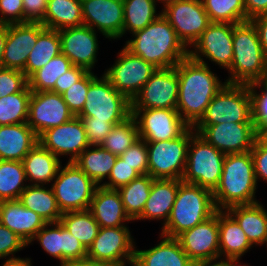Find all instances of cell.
I'll use <instances>...</instances> for the list:
<instances>
[{"label":"cell","mask_w":267,"mask_h":266,"mask_svg":"<svg viewBox=\"0 0 267 266\" xmlns=\"http://www.w3.org/2000/svg\"><path fill=\"white\" fill-rule=\"evenodd\" d=\"M210 65L190 56L176 65L179 79L176 110L189 127H194L200 121L210 101L226 84Z\"/></svg>","instance_id":"obj_1"},{"label":"cell","mask_w":267,"mask_h":266,"mask_svg":"<svg viewBox=\"0 0 267 266\" xmlns=\"http://www.w3.org/2000/svg\"><path fill=\"white\" fill-rule=\"evenodd\" d=\"M125 40L123 46L127 50L157 69L175 67L182 59L189 56V49L178 38L162 14Z\"/></svg>","instance_id":"obj_2"},{"label":"cell","mask_w":267,"mask_h":266,"mask_svg":"<svg viewBox=\"0 0 267 266\" xmlns=\"http://www.w3.org/2000/svg\"><path fill=\"white\" fill-rule=\"evenodd\" d=\"M251 152L226 154L218 186L212 192L217 210L260 202Z\"/></svg>","instance_id":"obj_3"},{"label":"cell","mask_w":267,"mask_h":266,"mask_svg":"<svg viewBox=\"0 0 267 266\" xmlns=\"http://www.w3.org/2000/svg\"><path fill=\"white\" fill-rule=\"evenodd\" d=\"M267 55L259 41L254 24L249 20L233 27V59L227 71V84H252L264 78Z\"/></svg>","instance_id":"obj_4"},{"label":"cell","mask_w":267,"mask_h":266,"mask_svg":"<svg viewBox=\"0 0 267 266\" xmlns=\"http://www.w3.org/2000/svg\"><path fill=\"white\" fill-rule=\"evenodd\" d=\"M216 211L212 191L180 180L170 216L159 233L177 238L183 232L209 219Z\"/></svg>","instance_id":"obj_5"},{"label":"cell","mask_w":267,"mask_h":266,"mask_svg":"<svg viewBox=\"0 0 267 266\" xmlns=\"http://www.w3.org/2000/svg\"><path fill=\"white\" fill-rule=\"evenodd\" d=\"M225 154L210 145L191 127L187 161L182 181L214 191L223 171Z\"/></svg>","instance_id":"obj_6"},{"label":"cell","mask_w":267,"mask_h":266,"mask_svg":"<svg viewBox=\"0 0 267 266\" xmlns=\"http://www.w3.org/2000/svg\"><path fill=\"white\" fill-rule=\"evenodd\" d=\"M253 122L250 84H225L210 101L196 125Z\"/></svg>","instance_id":"obj_7"},{"label":"cell","mask_w":267,"mask_h":266,"mask_svg":"<svg viewBox=\"0 0 267 266\" xmlns=\"http://www.w3.org/2000/svg\"><path fill=\"white\" fill-rule=\"evenodd\" d=\"M131 115V102L102 73L90 83L86 101L77 116L95 117L108 123H121Z\"/></svg>","instance_id":"obj_8"},{"label":"cell","mask_w":267,"mask_h":266,"mask_svg":"<svg viewBox=\"0 0 267 266\" xmlns=\"http://www.w3.org/2000/svg\"><path fill=\"white\" fill-rule=\"evenodd\" d=\"M51 187L58 207L64 213L89 210L98 185L73 162H65L52 181Z\"/></svg>","instance_id":"obj_9"},{"label":"cell","mask_w":267,"mask_h":266,"mask_svg":"<svg viewBox=\"0 0 267 266\" xmlns=\"http://www.w3.org/2000/svg\"><path fill=\"white\" fill-rule=\"evenodd\" d=\"M191 127L179 137L166 141L146 142L148 150V174L154 179H179L186 168Z\"/></svg>","instance_id":"obj_10"},{"label":"cell","mask_w":267,"mask_h":266,"mask_svg":"<svg viewBox=\"0 0 267 266\" xmlns=\"http://www.w3.org/2000/svg\"><path fill=\"white\" fill-rule=\"evenodd\" d=\"M136 244L129 226L100 227L86 258L105 266L123 265L134 261Z\"/></svg>","instance_id":"obj_11"},{"label":"cell","mask_w":267,"mask_h":266,"mask_svg":"<svg viewBox=\"0 0 267 266\" xmlns=\"http://www.w3.org/2000/svg\"><path fill=\"white\" fill-rule=\"evenodd\" d=\"M116 54L115 61L105 67L103 74L122 95L132 102L157 68L132 54L124 46Z\"/></svg>","instance_id":"obj_12"},{"label":"cell","mask_w":267,"mask_h":266,"mask_svg":"<svg viewBox=\"0 0 267 266\" xmlns=\"http://www.w3.org/2000/svg\"><path fill=\"white\" fill-rule=\"evenodd\" d=\"M235 25L211 22L189 49V56L207 65L210 62L213 66H219L217 69H225L224 71L227 72L233 59V27Z\"/></svg>","instance_id":"obj_13"},{"label":"cell","mask_w":267,"mask_h":266,"mask_svg":"<svg viewBox=\"0 0 267 266\" xmlns=\"http://www.w3.org/2000/svg\"><path fill=\"white\" fill-rule=\"evenodd\" d=\"M161 10V14L188 49L211 23L202 1L182 0L168 4Z\"/></svg>","instance_id":"obj_14"},{"label":"cell","mask_w":267,"mask_h":266,"mask_svg":"<svg viewBox=\"0 0 267 266\" xmlns=\"http://www.w3.org/2000/svg\"><path fill=\"white\" fill-rule=\"evenodd\" d=\"M194 131L222 153L251 151L256 140L253 122H224L217 125H195Z\"/></svg>","instance_id":"obj_15"},{"label":"cell","mask_w":267,"mask_h":266,"mask_svg":"<svg viewBox=\"0 0 267 266\" xmlns=\"http://www.w3.org/2000/svg\"><path fill=\"white\" fill-rule=\"evenodd\" d=\"M38 143L60 160L65 162L67 158V163L74 162L90 146L83 122L77 116L64 124L45 130L38 137ZM63 157L65 160L61 159Z\"/></svg>","instance_id":"obj_16"},{"label":"cell","mask_w":267,"mask_h":266,"mask_svg":"<svg viewBox=\"0 0 267 266\" xmlns=\"http://www.w3.org/2000/svg\"><path fill=\"white\" fill-rule=\"evenodd\" d=\"M179 79L175 67L156 69L131 102V109H176Z\"/></svg>","instance_id":"obj_17"},{"label":"cell","mask_w":267,"mask_h":266,"mask_svg":"<svg viewBox=\"0 0 267 266\" xmlns=\"http://www.w3.org/2000/svg\"><path fill=\"white\" fill-rule=\"evenodd\" d=\"M139 138L146 142L166 141L179 137L189 126L176 109H131Z\"/></svg>","instance_id":"obj_18"},{"label":"cell","mask_w":267,"mask_h":266,"mask_svg":"<svg viewBox=\"0 0 267 266\" xmlns=\"http://www.w3.org/2000/svg\"><path fill=\"white\" fill-rule=\"evenodd\" d=\"M74 116L61 94L52 91H32L27 124L38 137L45 130L64 124Z\"/></svg>","instance_id":"obj_19"},{"label":"cell","mask_w":267,"mask_h":266,"mask_svg":"<svg viewBox=\"0 0 267 266\" xmlns=\"http://www.w3.org/2000/svg\"><path fill=\"white\" fill-rule=\"evenodd\" d=\"M58 32L61 53L67 56L74 66L94 72L99 58V32L85 25L64 28Z\"/></svg>","instance_id":"obj_20"},{"label":"cell","mask_w":267,"mask_h":266,"mask_svg":"<svg viewBox=\"0 0 267 266\" xmlns=\"http://www.w3.org/2000/svg\"><path fill=\"white\" fill-rule=\"evenodd\" d=\"M82 18L88 26L103 36V40L118 42L122 39L124 20L123 2L115 0H81Z\"/></svg>","instance_id":"obj_21"},{"label":"cell","mask_w":267,"mask_h":266,"mask_svg":"<svg viewBox=\"0 0 267 266\" xmlns=\"http://www.w3.org/2000/svg\"><path fill=\"white\" fill-rule=\"evenodd\" d=\"M177 239L195 264L220 257L218 210L206 221L180 234Z\"/></svg>","instance_id":"obj_22"},{"label":"cell","mask_w":267,"mask_h":266,"mask_svg":"<svg viewBox=\"0 0 267 266\" xmlns=\"http://www.w3.org/2000/svg\"><path fill=\"white\" fill-rule=\"evenodd\" d=\"M46 27L39 22L7 24V38L3 53V68L24 71L28 55L38 35Z\"/></svg>","instance_id":"obj_23"},{"label":"cell","mask_w":267,"mask_h":266,"mask_svg":"<svg viewBox=\"0 0 267 266\" xmlns=\"http://www.w3.org/2000/svg\"><path fill=\"white\" fill-rule=\"evenodd\" d=\"M154 246L140 249L135 245L134 262L138 266H195L196 264L183 251L177 238L158 234Z\"/></svg>","instance_id":"obj_24"},{"label":"cell","mask_w":267,"mask_h":266,"mask_svg":"<svg viewBox=\"0 0 267 266\" xmlns=\"http://www.w3.org/2000/svg\"><path fill=\"white\" fill-rule=\"evenodd\" d=\"M179 185V179H154L142 214L134 222L157 221L162 228L170 216Z\"/></svg>","instance_id":"obj_25"},{"label":"cell","mask_w":267,"mask_h":266,"mask_svg":"<svg viewBox=\"0 0 267 266\" xmlns=\"http://www.w3.org/2000/svg\"><path fill=\"white\" fill-rule=\"evenodd\" d=\"M89 211L100 227L129 226V223H134L126 214L121 196L116 189L98 186L91 200Z\"/></svg>","instance_id":"obj_26"},{"label":"cell","mask_w":267,"mask_h":266,"mask_svg":"<svg viewBox=\"0 0 267 266\" xmlns=\"http://www.w3.org/2000/svg\"><path fill=\"white\" fill-rule=\"evenodd\" d=\"M0 223L19 235L27 244L47 223L18 200L0 201Z\"/></svg>","instance_id":"obj_27"},{"label":"cell","mask_w":267,"mask_h":266,"mask_svg":"<svg viewBox=\"0 0 267 266\" xmlns=\"http://www.w3.org/2000/svg\"><path fill=\"white\" fill-rule=\"evenodd\" d=\"M38 144V136L27 123L0 126V160L22 161Z\"/></svg>","instance_id":"obj_28"},{"label":"cell","mask_w":267,"mask_h":266,"mask_svg":"<svg viewBox=\"0 0 267 266\" xmlns=\"http://www.w3.org/2000/svg\"><path fill=\"white\" fill-rule=\"evenodd\" d=\"M218 226L220 257L242 259L253 250L243 229L226 210H218Z\"/></svg>","instance_id":"obj_29"},{"label":"cell","mask_w":267,"mask_h":266,"mask_svg":"<svg viewBox=\"0 0 267 266\" xmlns=\"http://www.w3.org/2000/svg\"><path fill=\"white\" fill-rule=\"evenodd\" d=\"M263 205L260 201L233 206L226 210L243 229L250 243L260 249L267 238V209Z\"/></svg>","instance_id":"obj_30"},{"label":"cell","mask_w":267,"mask_h":266,"mask_svg":"<svg viewBox=\"0 0 267 266\" xmlns=\"http://www.w3.org/2000/svg\"><path fill=\"white\" fill-rule=\"evenodd\" d=\"M28 185H51L63 164L39 143L22 160Z\"/></svg>","instance_id":"obj_31"},{"label":"cell","mask_w":267,"mask_h":266,"mask_svg":"<svg viewBox=\"0 0 267 266\" xmlns=\"http://www.w3.org/2000/svg\"><path fill=\"white\" fill-rule=\"evenodd\" d=\"M18 201L38 215L47 223L59 222L62 212L51 185H28L20 194Z\"/></svg>","instance_id":"obj_32"},{"label":"cell","mask_w":267,"mask_h":266,"mask_svg":"<svg viewBox=\"0 0 267 266\" xmlns=\"http://www.w3.org/2000/svg\"><path fill=\"white\" fill-rule=\"evenodd\" d=\"M117 157L101 145L89 146L73 163L98 186H102L110 176Z\"/></svg>","instance_id":"obj_33"},{"label":"cell","mask_w":267,"mask_h":266,"mask_svg":"<svg viewBox=\"0 0 267 266\" xmlns=\"http://www.w3.org/2000/svg\"><path fill=\"white\" fill-rule=\"evenodd\" d=\"M46 28L61 30L84 25L81 0H48L41 22Z\"/></svg>","instance_id":"obj_34"},{"label":"cell","mask_w":267,"mask_h":266,"mask_svg":"<svg viewBox=\"0 0 267 266\" xmlns=\"http://www.w3.org/2000/svg\"><path fill=\"white\" fill-rule=\"evenodd\" d=\"M158 5L156 0H124L122 38L125 39L128 34L142 30L155 21L162 13L161 6Z\"/></svg>","instance_id":"obj_35"},{"label":"cell","mask_w":267,"mask_h":266,"mask_svg":"<svg viewBox=\"0 0 267 266\" xmlns=\"http://www.w3.org/2000/svg\"><path fill=\"white\" fill-rule=\"evenodd\" d=\"M61 54L59 32L45 28L39 35L35 46L27 58L24 73L29 78L34 72L42 68L52 58Z\"/></svg>","instance_id":"obj_36"},{"label":"cell","mask_w":267,"mask_h":266,"mask_svg":"<svg viewBox=\"0 0 267 266\" xmlns=\"http://www.w3.org/2000/svg\"><path fill=\"white\" fill-rule=\"evenodd\" d=\"M153 180L154 178L149 174L140 175L129 184L117 189L125 212L133 222L142 214L151 192Z\"/></svg>","instance_id":"obj_37"},{"label":"cell","mask_w":267,"mask_h":266,"mask_svg":"<svg viewBox=\"0 0 267 266\" xmlns=\"http://www.w3.org/2000/svg\"><path fill=\"white\" fill-rule=\"evenodd\" d=\"M27 186L22 161L0 160V201L18 200Z\"/></svg>","instance_id":"obj_38"},{"label":"cell","mask_w":267,"mask_h":266,"mask_svg":"<svg viewBox=\"0 0 267 266\" xmlns=\"http://www.w3.org/2000/svg\"><path fill=\"white\" fill-rule=\"evenodd\" d=\"M60 222L86 249L92 244L100 229L89 210L64 212Z\"/></svg>","instance_id":"obj_39"},{"label":"cell","mask_w":267,"mask_h":266,"mask_svg":"<svg viewBox=\"0 0 267 266\" xmlns=\"http://www.w3.org/2000/svg\"><path fill=\"white\" fill-rule=\"evenodd\" d=\"M74 65L69 58L62 53L52 58L42 68L38 69L28 78V86L31 91H52L56 80Z\"/></svg>","instance_id":"obj_40"},{"label":"cell","mask_w":267,"mask_h":266,"mask_svg":"<svg viewBox=\"0 0 267 266\" xmlns=\"http://www.w3.org/2000/svg\"><path fill=\"white\" fill-rule=\"evenodd\" d=\"M31 94L27 85L21 92L0 97V126L27 123Z\"/></svg>","instance_id":"obj_41"},{"label":"cell","mask_w":267,"mask_h":266,"mask_svg":"<svg viewBox=\"0 0 267 266\" xmlns=\"http://www.w3.org/2000/svg\"><path fill=\"white\" fill-rule=\"evenodd\" d=\"M138 139V125L131 114L127 119L113 126L101 146L119 157Z\"/></svg>","instance_id":"obj_42"},{"label":"cell","mask_w":267,"mask_h":266,"mask_svg":"<svg viewBox=\"0 0 267 266\" xmlns=\"http://www.w3.org/2000/svg\"><path fill=\"white\" fill-rule=\"evenodd\" d=\"M211 22L240 24L246 22L243 0H202Z\"/></svg>","instance_id":"obj_43"},{"label":"cell","mask_w":267,"mask_h":266,"mask_svg":"<svg viewBox=\"0 0 267 266\" xmlns=\"http://www.w3.org/2000/svg\"><path fill=\"white\" fill-rule=\"evenodd\" d=\"M38 243L45 254L56 259L61 264V248H62V224L61 222L46 223L30 241L28 247L34 243Z\"/></svg>","instance_id":"obj_44"},{"label":"cell","mask_w":267,"mask_h":266,"mask_svg":"<svg viewBox=\"0 0 267 266\" xmlns=\"http://www.w3.org/2000/svg\"><path fill=\"white\" fill-rule=\"evenodd\" d=\"M255 130L267 126V78L250 84Z\"/></svg>","instance_id":"obj_45"},{"label":"cell","mask_w":267,"mask_h":266,"mask_svg":"<svg viewBox=\"0 0 267 266\" xmlns=\"http://www.w3.org/2000/svg\"><path fill=\"white\" fill-rule=\"evenodd\" d=\"M98 75L95 72H88L81 80L76 82L61 95L68 105L69 110L77 116L83 109L86 95L91 81Z\"/></svg>","instance_id":"obj_46"},{"label":"cell","mask_w":267,"mask_h":266,"mask_svg":"<svg viewBox=\"0 0 267 266\" xmlns=\"http://www.w3.org/2000/svg\"><path fill=\"white\" fill-rule=\"evenodd\" d=\"M26 248L29 247L25 240L0 223V260L5 262L25 258L15 254Z\"/></svg>","instance_id":"obj_47"},{"label":"cell","mask_w":267,"mask_h":266,"mask_svg":"<svg viewBox=\"0 0 267 266\" xmlns=\"http://www.w3.org/2000/svg\"><path fill=\"white\" fill-rule=\"evenodd\" d=\"M119 157L141 175L148 174V150L145 140L139 138Z\"/></svg>","instance_id":"obj_48"},{"label":"cell","mask_w":267,"mask_h":266,"mask_svg":"<svg viewBox=\"0 0 267 266\" xmlns=\"http://www.w3.org/2000/svg\"><path fill=\"white\" fill-rule=\"evenodd\" d=\"M140 175L141 174L132 168L128 163L123 162L120 157H117L110 176L102 185V187L117 190L119 187L129 184L132 180L136 179Z\"/></svg>","instance_id":"obj_49"},{"label":"cell","mask_w":267,"mask_h":266,"mask_svg":"<svg viewBox=\"0 0 267 266\" xmlns=\"http://www.w3.org/2000/svg\"><path fill=\"white\" fill-rule=\"evenodd\" d=\"M27 85L28 78L24 72L0 68V97L21 92Z\"/></svg>","instance_id":"obj_50"},{"label":"cell","mask_w":267,"mask_h":266,"mask_svg":"<svg viewBox=\"0 0 267 266\" xmlns=\"http://www.w3.org/2000/svg\"><path fill=\"white\" fill-rule=\"evenodd\" d=\"M84 125L86 137L90 146H99L105 137L112 131L113 126L118 123H108L107 121L95 120V117L77 116Z\"/></svg>","instance_id":"obj_51"},{"label":"cell","mask_w":267,"mask_h":266,"mask_svg":"<svg viewBox=\"0 0 267 266\" xmlns=\"http://www.w3.org/2000/svg\"><path fill=\"white\" fill-rule=\"evenodd\" d=\"M87 249L62 225L61 264L86 259Z\"/></svg>","instance_id":"obj_52"},{"label":"cell","mask_w":267,"mask_h":266,"mask_svg":"<svg viewBox=\"0 0 267 266\" xmlns=\"http://www.w3.org/2000/svg\"><path fill=\"white\" fill-rule=\"evenodd\" d=\"M0 23H23L22 0H0Z\"/></svg>","instance_id":"obj_53"},{"label":"cell","mask_w":267,"mask_h":266,"mask_svg":"<svg viewBox=\"0 0 267 266\" xmlns=\"http://www.w3.org/2000/svg\"><path fill=\"white\" fill-rule=\"evenodd\" d=\"M250 152L254 163V173L257 184L259 186V182L267 184V148H264L255 140Z\"/></svg>","instance_id":"obj_54"},{"label":"cell","mask_w":267,"mask_h":266,"mask_svg":"<svg viewBox=\"0 0 267 266\" xmlns=\"http://www.w3.org/2000/svg\"><path fill=\"white\" fill-rule=\"evenodd\" d=\"M23 23L39 22L44 20L48 0H22Z\"/></svg>","instance_id":"obj_55"},{"label":"cell","mask_w":267,"mask_h":266,"mask_svg":"<svg viewBox=\"0 0 267 266\" xmlns=\"http://www.w3.org/2000/svg\"><path fill=\"white\" fill-rule=\"evenodd\" d=\"M88 71L84 68L73 66L67 72L57 78L54 89L52 92L62 94L76 82L81 80Z\"/></svg>","instance_id":"obj_56"},{"label":"cell","mask_w":267,"mask_h":266,"mask_svg":"<svg viewBox=\"0 0 267 266\" xmlns=\"http://www.w3.org/2000/svg\"><path fill=\"white\" fill-rule=\"evenodd\" d=\"M246 10V21L267 14V0H243Z\"/></svg>","instance_id":"obj_57"},{"label":"cell","mask_w":267,"mask_h":266,"mask_svg":"<svg viewBox=\"0 0 267 266\" xmlns=\"http://www.w3.org/2000/svg\"><path fill=\"white\" fill-rule=\"evenodd\" d=\"M250 21L256 27L260 44L267 55V14L256 16Z\"/></svg>","instance_id":"obj_58"},{"label":"cell","mask_w":267,"mask_h":266,"mask_svg":"<svg viewBox=\"0 0 267 266\" xmlns=\"http://www.w3.org/2000/svg\"><path fill=\"white\" fill-rule=\"evenodd\" d=\"M195 266H231V258L218 257L198 263Z\"/></svg>","instance_id":"obj_59"},{"label":"cell","mask_w":267,"mask_h":266,"mask_svg":"<svg viewBox=\"0 0 267 266\" xmlns=\"http://www.w3.org/2000/svg\"><path fill=\"white\" fill-rule=\"evenodd\" d=\"M7 38V24L0 23V68H3V53Z\"/></svg>","instance_id":"obj_60"},{"label":"cell","mask_w":267,"mask_h":266,"mask_svg":"<svg viewBox=\"0 0 267 266\" xmlns=\"http://www.w3.org/2000/svg\"><path fill=\"white\" fill-rule=\"evenodd\" d=\"M56 266H105V265L86 258L83 260L69 261Z\"/></svg>","instance_id":"obj_61"},{"label":"cell","mask_w":267,"mask_h":266,"mask_svg":"<svg viewBox=\"0 0 267 266\" xmlns=\"http://www.w3.org/2000/svg\"><path fill=\"white\" fill-rule=\"evenodd\" d=\"M33 263L34 261L32 260V258L28 256L18 260L5 261V262L2 261L1 266H34Z\"/></svg>","instance_id":"obj_62"},{"label":"cell","mask_w":267,"mask_h":266,"mask_svg":"<svg viewBox=\"0 0 267 266\" xmlns=\"http://www.w3.org/2000/svg\"><path fill=\"white\" fill-rule=\"evenodd\" d=\"M256 140L264 147L267 148V126L258 128L256 130Z\"/></svg>","instance_id":"obj_63"},{"label":"cell","mask_w":267,"mask_h":266,"mask_svg":"<svg viewBox=\"0 0 267 266\" xmlns=\"http://www.w3.org/2000/svg\"><path fill=\"white\" fill-rule=\"evenodd\" d=\"M241 260H243V258L242 259L231 258V266H252L250 265V263H243V261L241 262Z\"/></svg>","instance_id":"obj_64"},{"label":"cell","mask_w":267,"mask_h":266,"mask_svg":"<svg viewBox=\"0 0 267 266\" xmlns=\"http://www.w3.org/2000/svg\"><path fill=\"white\" fill-rule=\"evenodd\" d=\"M156 1H157V3H159V5L160 4L162 5L161 6V9H162L163 7H165L168 4H171V3H174V2H178V1H182V0H156Z\"/></svg>","instance_id":"obj_65"},{"label":"cell","mask_w":267,"mask_h":266,"mask_svg":"<svg viewBox=\"0 0 267 266\" xmlns=\"http://www.w3.org/2000/svg\"><path fill=\"white\" fill-rule=\"evenodd\" d=\"M114 266H138V265L133 261V262H129L123 265H114Z\"/></svg>","instance_id":"obj_66"},{"label":"cell","mask_w":267,"mask_h":266,"mask_svg":"<svg viewBox=\"0 0 267 266\" xmlns=\"http://www.w3.org/2000/svg\"><path fill=\"white\" fill-rule=\"evenodd\" d=\"M264 246L267 248V238H266V241H265L263 247H264ZM265 250H267V249H265Z\"/></svg>","instance_id":"obj_67"}]
</instances>
